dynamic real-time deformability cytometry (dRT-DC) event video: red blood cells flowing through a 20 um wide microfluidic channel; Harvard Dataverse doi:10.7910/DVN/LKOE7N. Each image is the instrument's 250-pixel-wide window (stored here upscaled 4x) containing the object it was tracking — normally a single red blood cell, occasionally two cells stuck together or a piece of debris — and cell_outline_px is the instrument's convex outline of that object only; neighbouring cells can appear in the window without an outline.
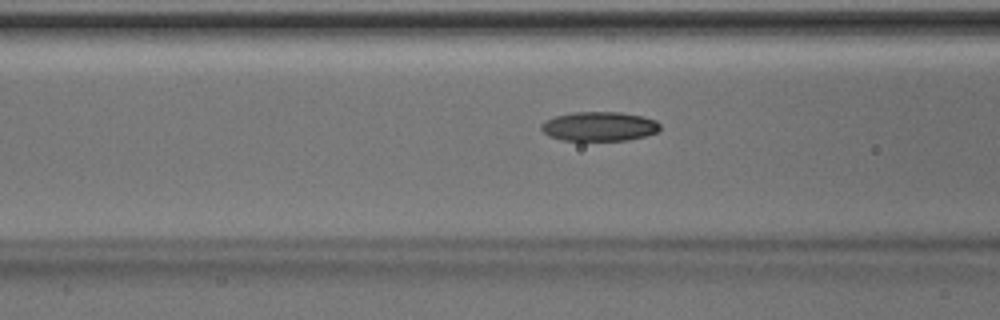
{"species": "Egyptian fruit bat (a non-hibernating species)", "species_latin": "Rousettus aegyptiacus", "temperature_condition": "room temperature", "stored_images_in_passage": 28, "camera_frame_rate_fps": 3000, "um_per_image_px": 0.085, "animal": {"sex": "male"}, "frame": {"image": 1, "passage_image": 8, "time_ms": 2.333, "image_size_px": [1000, 320], "cell_outline_px": [[660, 128], [656, 132], [644, 136], [628, 140], [560, 140], [548, 136], [540, 128], [540, 124], [544, 120], [556, 116], [572, 112], [620, 112], [644, 116], [656, 120], [660, 124]], "centroid_in_image_um": [50.91, 10.73], "position_along_channel_um": 115.7, "area_um2": 20.4}}
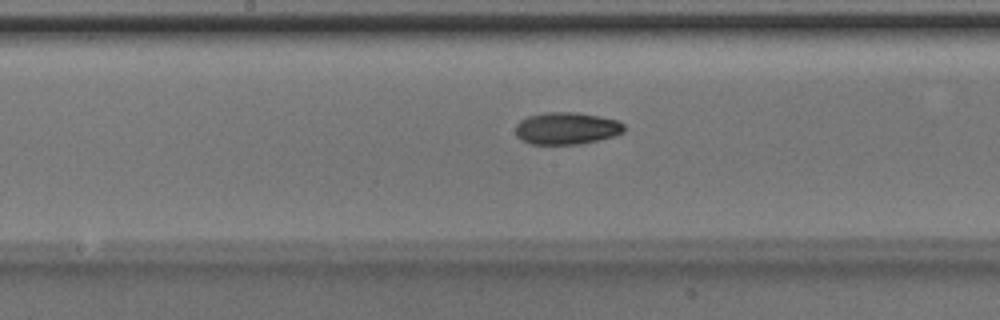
{"frame": {"image": 2, "passage_image": 14, "time_ms": 4.333, "image_size_px": [1000, 320], "cell_outline_px": [[624, 132], [616, 136], [580, 144], [532, 144], [520, 140], [516, 136], [516, 124], [520, 120], [528, 116], [544, 112], [576, 112], [600, 116], [616, 120], [624, 124]], "centroid_in_image_um": [48.15, 10.91], "position_along_channel_um": 200.0, "area_um2": 20.52}}
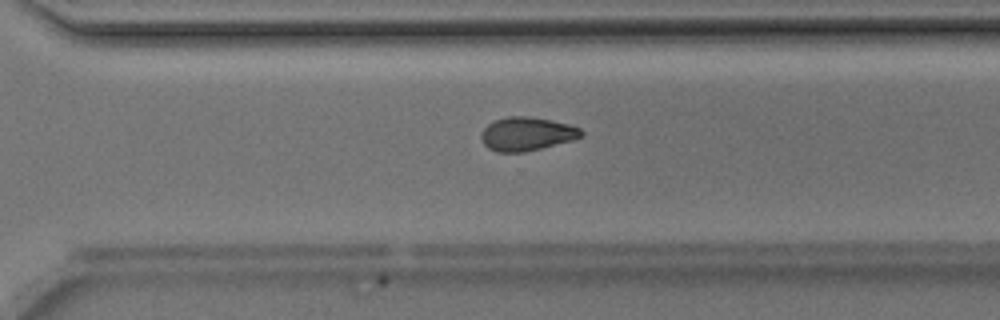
{"frame": {"image": 3, "passage_image": 23, "time_ms": 7.333, "image_size_px": [1000, 320], "cell_outline_px": [[584, 136], [572, 140], [524, 152], [496, 152], [488, 148], [480, 140], [480, 132], [488, 124], [496, 120], [508, 116], [528, 116], [552, 120], [568, 124], [580, 128], [584, 132]], "centroid_in_image_um": [44.76, 11.38], "position_along_channel_um": 325.8, "area_um2": 19.65}}